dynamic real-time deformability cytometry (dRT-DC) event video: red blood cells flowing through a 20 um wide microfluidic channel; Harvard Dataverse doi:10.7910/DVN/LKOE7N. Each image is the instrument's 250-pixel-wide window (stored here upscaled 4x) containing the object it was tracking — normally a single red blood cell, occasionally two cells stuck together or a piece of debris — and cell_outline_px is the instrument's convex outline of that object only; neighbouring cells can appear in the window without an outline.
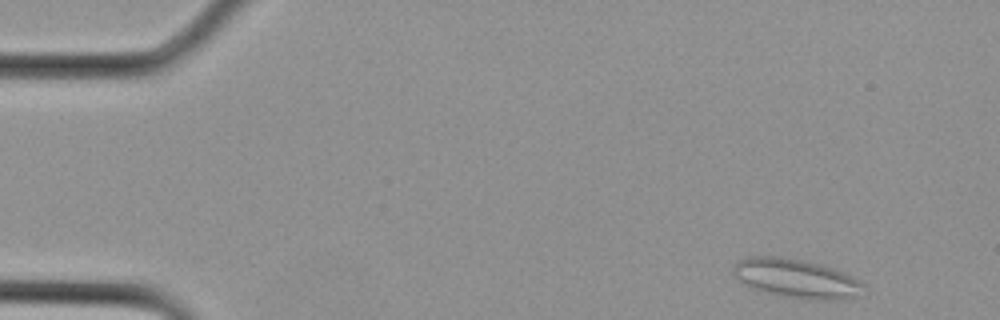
{"species": "Egyptian fruit bat (a non-hibernating species)", "species_latin": "Rousettus aegyptiacus", "temperature_condition": "cold", "stored_images_in_passage": 9, "camera_frame_rate_fps": 3000, "um_per_image_px": 0.085, "animal": {"sex": "female"}, "frame": {"image": 1, "passage_image": 1, "time_ms": 0.0, "image_size_px": [1000, 320], "cell_outline_px": [[864, 284], [856, 296], [848, 300], [824, 300], [780, 296], [744, 284], [732, 272], [732, 268], [740, 260], [752, 256], [776, 256], [804, 260], [832, 268], [844, 272], [860, 280]], "centroid_in_image_um": [67.71, 23.67], "position_along_channel_um": 17.3, "area_um2": 29.19}}